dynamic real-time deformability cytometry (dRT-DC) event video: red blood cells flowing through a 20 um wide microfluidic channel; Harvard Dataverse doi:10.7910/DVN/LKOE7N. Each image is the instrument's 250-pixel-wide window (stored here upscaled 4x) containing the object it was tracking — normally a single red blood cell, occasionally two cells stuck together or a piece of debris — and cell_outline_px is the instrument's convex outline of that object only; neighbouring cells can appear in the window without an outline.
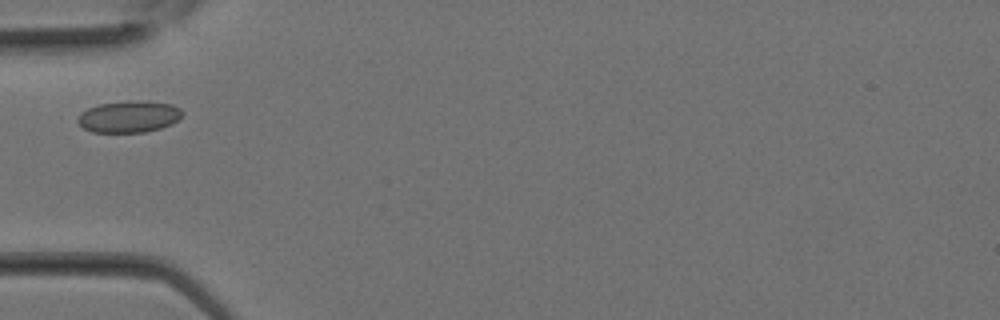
{"species": "Egyptian fruit bat (a non-hibernating species)", "species_latin": "Rousettus aegyptiacus", "temperature_condition": "room temperature", "stored_images_in_passage": 24, "camera_frame_rate_fps": 3000, "um_per_image_px": 0.085, "animal": {"sex": "female"}, "frame": {"image": 1, "passage_image": 4, "time_ms": 1.0, "image_size_px": [1000, 320], "cell_outline_px": [[184, 112], [172, 124], [160, 128], [144, 132], [92, 132], [84, 128], [76, 120], [76, 116], [80, 112], [96, 104], [136, 100], [144, 100], [172, 104], [180, 108]], "centroid_in_image_um": [10.93, 9.9], "position_along_channel_um": 74.1, "area_um2": 19.48}}
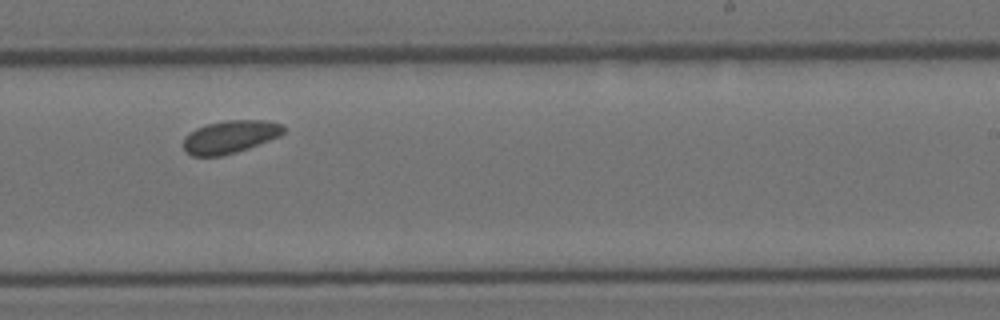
{"frame": {"image": 2, "passage_image": 13, "time_ms": 4.0, "image_size_px": [1000, 320], "cell_outline_px": [[284, 132], [280, 136], [248, 148], [236, 152], [220, 156], [192, 156], [184, 152], [184, 136], [196, 128], [208, 124], [228, 120], [268, 120], [280, 124], [284, 128]], "centroid_in_image_um": [19.53, 11.63], "position_along_channel_um": 269.5, "area_um2": 19.07}}
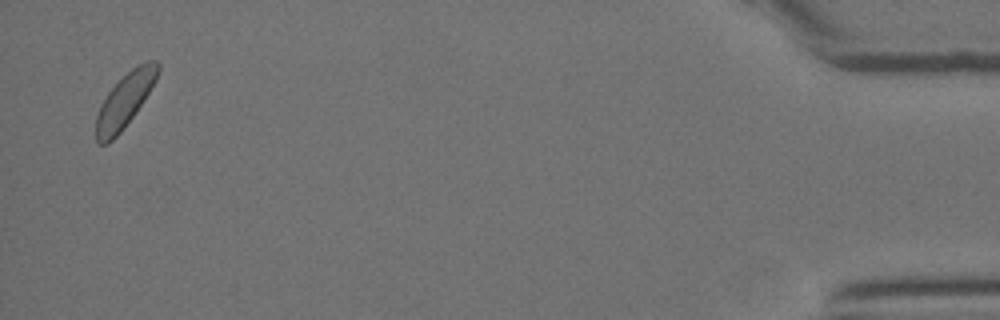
{"frame": {"image": 3, "passage_image": 24, "time_ms": 7.667, "image_size_px": [1000, 320], "cell_outline_px": [[160, 68], [156, 80], [144, 100], [120, 132], [108, 144], [96, 144], [96, 116], [100, 104], [108, 92], [132, 68], [148, 60], [156, 60], [160, 64]], "centroid_in_image_um": [10.6, 8.54], "position_along_channel_um": 424.6, "area_um2": 19.13}}